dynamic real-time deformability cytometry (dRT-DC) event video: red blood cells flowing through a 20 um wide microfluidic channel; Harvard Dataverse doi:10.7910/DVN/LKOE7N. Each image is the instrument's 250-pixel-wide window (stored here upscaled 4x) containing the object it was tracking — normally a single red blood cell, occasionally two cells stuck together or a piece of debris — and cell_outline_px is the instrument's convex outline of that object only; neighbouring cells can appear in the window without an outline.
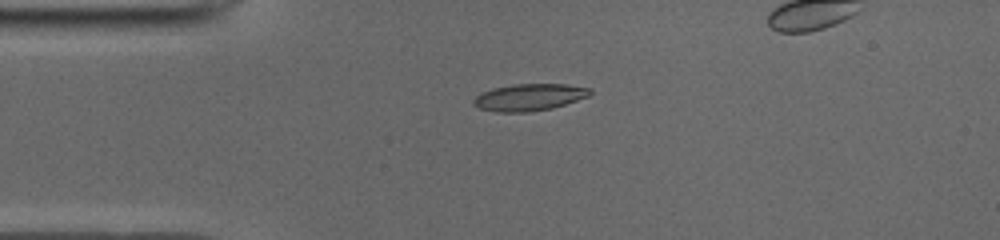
{"species": "common noctule bat (a hibernating species)", "species_latin": "Nyctalus noctula", "temperature_condition": "cold", "stored_images_in_passage": 35, "camera_frame_rate_fps": 3000, "um_per_image_px": 0.085, "animal": {"sex": "male", "body_mass_g": 19.0, "forearm_length_mm": 50.8}, "frame": {"image": 1, "passage_image": 1, "time_ms": 0.0, "image_size_px": [1000, 240], "cell_outline_px": [[592, 92], [588, 96], [552, 108], [528, 112], [496, 112], [480, 108], [472, 104], [472, 100], [476, 96], [492, 88], [512, 84], [564, 84], [592, 88]], "centroid_in_image_um": [44.97, 8.26], "position_along_channel_um": 40.0, "area_um2": 18.21}}
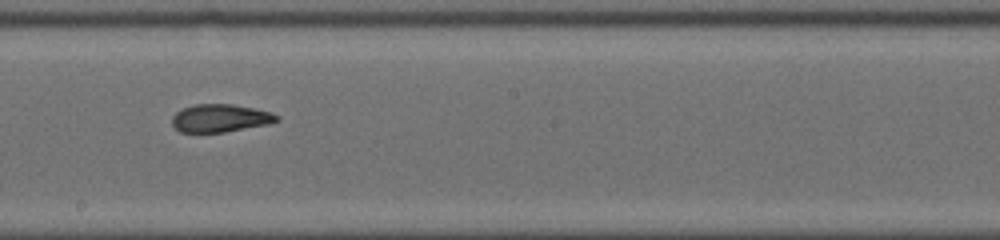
{"frame": {"image": 2, "passage_image": 17, "time_ms": 5.333, "image_size_px": [1000, 240], "cell_outline_px": [[280, 120], [268, 124], [224, 132], [180, 132], [172, 124], [172, 116], [176, 112], [184, 108], [196, 104], [232, 104], [272, 112], [280, 116]], "centroid_in_image_um": [18.74, 10.04], "position_along_channel_um": 229.5, "area_um2": 16.94}}
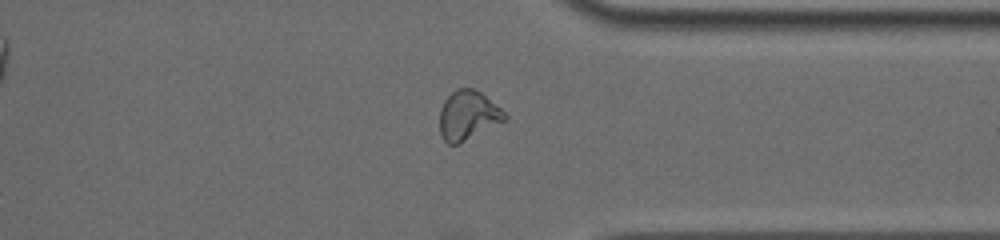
{"frame": {"image": 3, "passage_image": 28, "time_ms": 9.0, "image_size_px": [1000, 240], "cell_outline_px": [[508, 120], [456, 144], [448, 144], [440, 136], [440, 108], [444, 100], [456, 88], [472, 88], [480, 92], [500, 108], [508, 116]], "centroid_in_image_um": [39.77, 9.8], "position_along_channel_um": 371.6, "area_um2": 18.55}, "authors_computed_cell_mechanics": {"area_um2": 18.207, "velocity_mm_per_s": 3.9614, "shape_relaxation_time_tau1_ms": 5.3116, "shape_relaxation_time_tau2_ms": 1.7194, "deformation_change_tau1": 0.1884, "deformation_change_tau2": 0.0756}}